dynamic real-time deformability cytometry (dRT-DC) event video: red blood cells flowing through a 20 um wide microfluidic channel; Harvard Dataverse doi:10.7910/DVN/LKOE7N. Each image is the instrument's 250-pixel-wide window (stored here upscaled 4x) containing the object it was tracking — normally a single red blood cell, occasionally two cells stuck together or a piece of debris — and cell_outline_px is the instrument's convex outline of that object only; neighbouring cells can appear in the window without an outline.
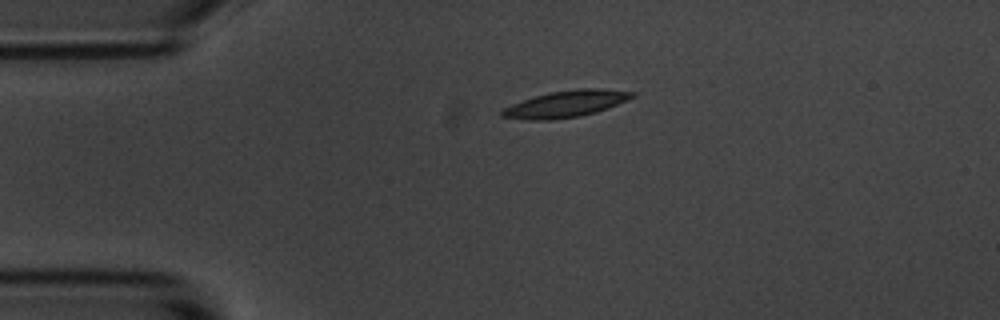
{"species": "common noctule bat (a hibernating species)", "species_latin": "Nyctalus noctula", "temperature_condition": "room temperature", "stored_images_in_passage": 3, "camera_frame_rate_fps": 3000, "um_per_image_px": 0.085, "animal": {"sex": "male", "body_mass_g": 20.1, "forearm_length_mm": 53.5}, "frame": {"image": 1, "passage_image": 2, "time_ms": 1.333, "image_size_px": [1000, 320], "cell_outline_px": [[636, 96], [628, 100], [596, 112], [580, 116], [552, 120], [532, 120], [500, 116], [500, 112], [504, 108], [512, 104], [548, 92], [580, 88], [600, 88], [636, 92]], "centroid_in_image_um": [48.14, 8.82], "position_along_channel_um": 36.9, "area_um2": 20.11}}